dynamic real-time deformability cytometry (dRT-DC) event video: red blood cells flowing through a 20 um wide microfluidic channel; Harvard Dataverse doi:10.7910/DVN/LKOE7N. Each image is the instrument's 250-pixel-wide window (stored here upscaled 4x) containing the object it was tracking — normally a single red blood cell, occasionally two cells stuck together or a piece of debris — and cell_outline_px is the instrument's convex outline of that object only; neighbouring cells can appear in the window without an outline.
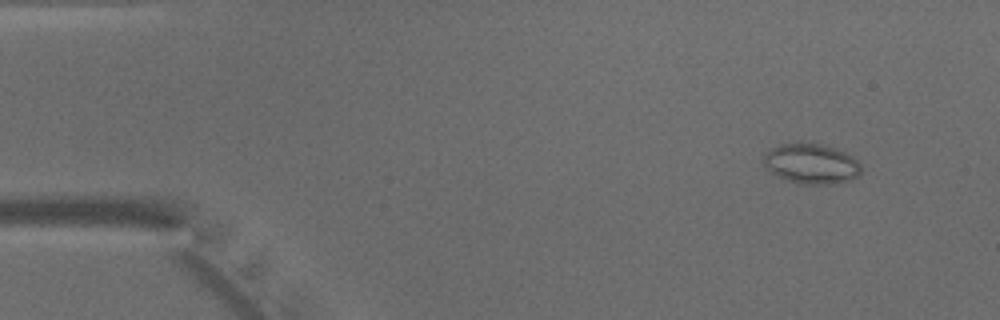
{"species": "common noctule bat (a hibernating species)", "species_latin": "Nyctalus noctula", "temperature_condition": "warm", "stored_images_in_passage": 48, "camera_frame_rate_fps": 3000, "um_per_image_px": 0.085, "animal": {"sex": "male", "body_mass_g": 15.6}, "frame": {"image": 1, "passage_image": 5, "time_ms": 1.333, "image_size_px": [1000, 320], "cell_outline_px": [[860, 176], [852, 180], [832, 184], [800, 184], [788, 180], [764, 168], [760, 160], [772, 148], [780, 144], [800, 140], [820, 144], [836, 148], [852, 156], [860, 164]], "centroid_in_image_um": [68.94, 13.89], "position_along_channel_um": 16.1, "area_um2": 23.29}}
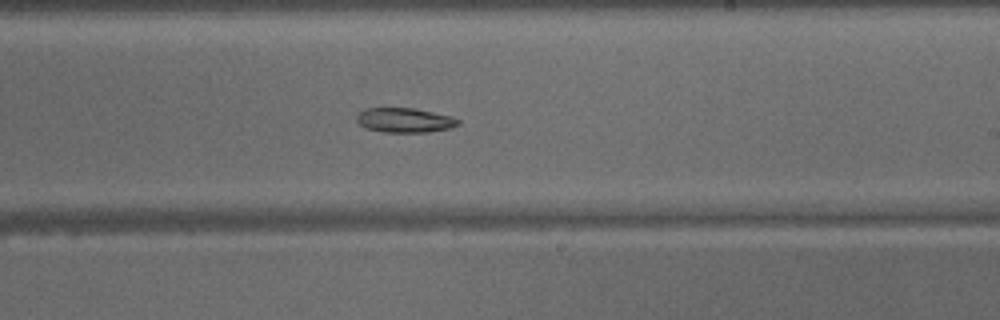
{"frame": {"image": 2, "passage_image": 29, "time_ms": 9.333, "image_size_px": [1000, 320], "cell_outline_px": [[460, 124], [452, 128], [428, 132], [384, 132], [364, 128], [356, 120], [356, 116], [364, 108], [416, 108], [452, 116], [460, 120]], "centroid_in_image_um": [34.42, 10.21], "position_along_channel_um": 254.6, "area_um2": 14.74}}
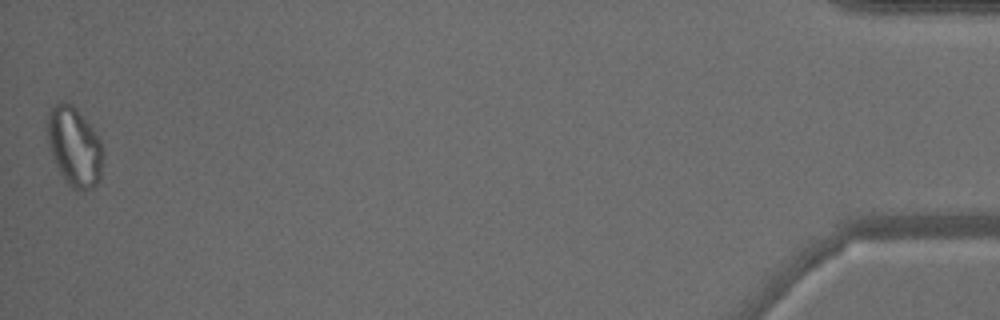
{"frame": {"image": 3, "passage_image": 48, "time_ms": 15.667, "image_size_px": [1000, 320], "cell_outline_px": [[104, 156], [100, 180], [92, 188], [80, 192], [76, 192], [64, 180], [56, 164], [48, 144], [48, 108], [60, 100], [68, 100], [76, 108], [92, 128], [100, 140]], "centroid_in_image_um": [6.33, 12.46], "position_along_channel_um": 428.9, "area_um2": 26.01}}